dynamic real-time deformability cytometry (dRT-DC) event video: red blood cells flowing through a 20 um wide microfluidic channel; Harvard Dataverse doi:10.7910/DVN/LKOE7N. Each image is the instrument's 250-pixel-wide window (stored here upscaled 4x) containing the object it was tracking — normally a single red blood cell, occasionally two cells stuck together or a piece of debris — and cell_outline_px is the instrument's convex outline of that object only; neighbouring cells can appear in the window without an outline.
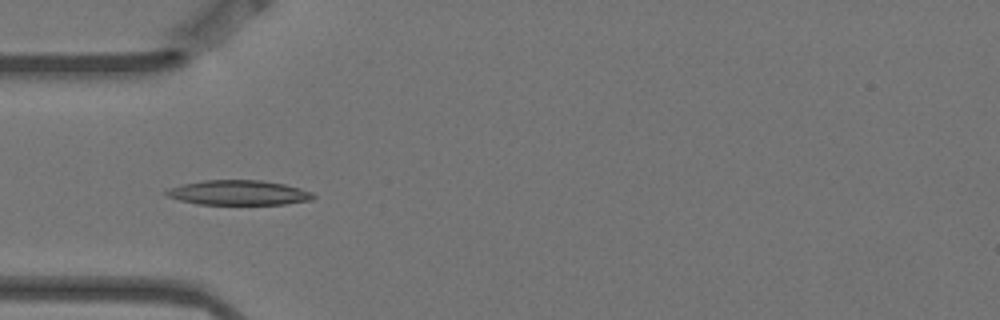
{"species": "Egyptian fruit bat (a non-hibernating species)", "species_latin": "Rousettus aegyptiacus", "temperature_condition": "warm", "stored_images_in_passage": 12, "camera_frame_rate_fps": 3000, "um_per_image_px": 0.085, "animal": {"sex": "female"}, "frame": {"image": 1, "passage_image": 4, "time_ms": 1.0, "image_size_px": [1000, 320], "cell_outline_px": [[316, 196], [312, 200], [284, 204], [196, 204], [180, 200], [168, 196], [164, 192], [168, 188], [180, 184], [204, 180], [260, 180], [284, 184], [300, 188], [312, 192]], "centroid_in_image_um": [20.27, 16.37], "position_along_channel_um": 64.7, "area_um2": 21.27}}
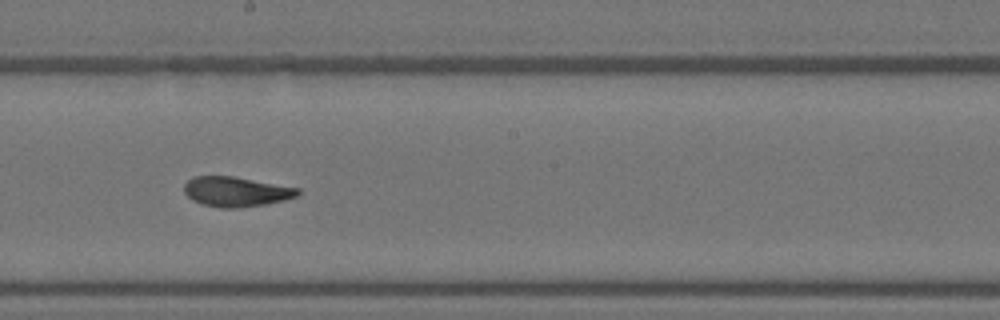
{"frame": {"image": 2, "passage_image": 8, "time_ms": 2.333, "image_size_px": [1000, 320], "cell_outline_px": [[300, 192], [296, 196], [284, 200], [264, 204], [240, 208], [220, 208], [204, 204], [192, 200], [184, 192], [184, 184], [192, 176], [232, 176], [300, 188]], "centroid_in_image_um": [20.05, 16.29], "position_along_channel_um": 228.2, "area_um2": 19.71}}
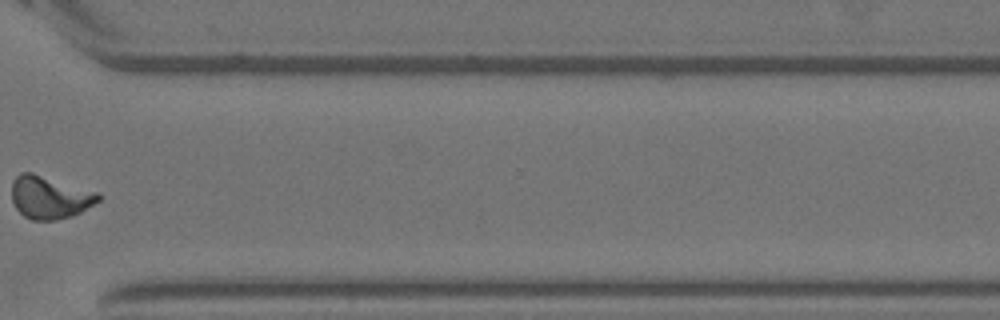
{"frame": {"image": 3, "passage_image": 11, "time_ms": 3.333, "image_size_px": [1000, 320], "cell_outline_px": [[100, 200], [80, 212], [72, 216], [52, 220], [32, 220], [24, 216], [16, 208], [12, 200], [12, 180], [20, 172], [32, 172], [100, 192]], "centroid_in_image_um": [4.22, 16.75], "position_along_channel_um": 366.4, "area_um2": 21.68}}